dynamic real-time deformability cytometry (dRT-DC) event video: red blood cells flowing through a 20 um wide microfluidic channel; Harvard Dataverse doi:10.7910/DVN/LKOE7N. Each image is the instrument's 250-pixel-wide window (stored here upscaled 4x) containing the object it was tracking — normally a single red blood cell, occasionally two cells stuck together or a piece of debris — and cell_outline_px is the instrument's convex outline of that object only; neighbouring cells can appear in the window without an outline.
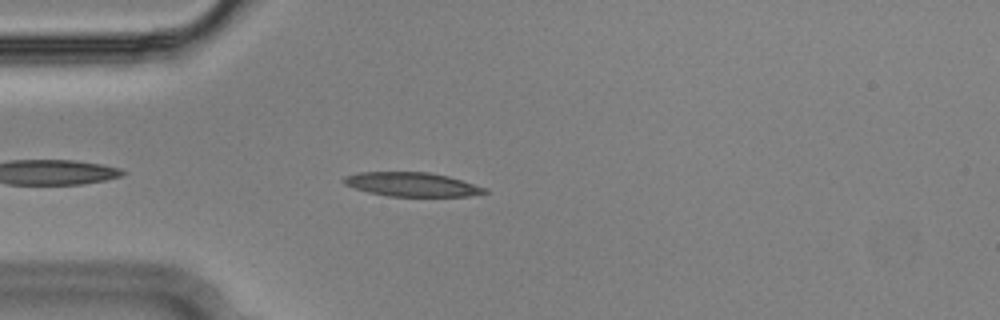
{"species": "Egyptian fruit bat (a non-hibernating species)", "species_latin": "Rousettus aegyptiacus", "temperature_condition": "cold", "stored_images_in_passage": 13, "camera_frame_rate_fps": 3000, "um_per_image_px": 0.085, "animal": {"sex": "male"}, "frame": {"image": 1, "passage_image": 4, "time_ms": 1.0, "image_size_px": [1000, 320], "cell_outline_px": [[488, 192], [468, 196], [388, 196], [368, 192], [344, 184], [340, 180], [344, 176], [360, 172], [428, 172], [448, 176], [488, 188]], "centroid_in_image_um": [35.0, 15.67], "position_along_channel_um": 50.0, "area_um2": 19.71}}